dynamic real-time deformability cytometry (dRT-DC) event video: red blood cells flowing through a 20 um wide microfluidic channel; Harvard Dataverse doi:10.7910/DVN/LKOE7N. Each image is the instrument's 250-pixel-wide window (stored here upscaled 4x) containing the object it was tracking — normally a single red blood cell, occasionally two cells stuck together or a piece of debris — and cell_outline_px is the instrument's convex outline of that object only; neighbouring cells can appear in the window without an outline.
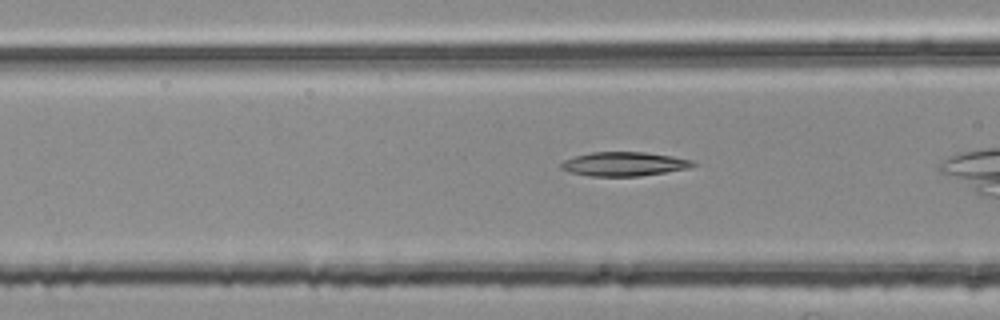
{"species": "common noctule bat (a hibernating species)", "species_latin": "Nyctalus noctula", "temperature_condition": "room temperature", "stored_images_in_passage": 21, "camera_frame_rate_fps": 3000, "um_per_image_px": 0.085, "animal": {"sex": "female", "body_mass_g": 25.1}, "frame": {"image": 1, "passage_image": 18, "time_ms": 5.667, "image_size_px": [1000, 320], "cell_outline_px": [[696, 164], [688, 168], [640, 176], [588, 176], [572, 172], [560, 168], [560, 164], [564, 160], [576, 156], [592, 152], [644, 152], [672, 156], [692, 160]], "centroid_in_image_um": [53.03, 13.94], "position_along_channel_um": 113.6, "area_um2": 18.26}}